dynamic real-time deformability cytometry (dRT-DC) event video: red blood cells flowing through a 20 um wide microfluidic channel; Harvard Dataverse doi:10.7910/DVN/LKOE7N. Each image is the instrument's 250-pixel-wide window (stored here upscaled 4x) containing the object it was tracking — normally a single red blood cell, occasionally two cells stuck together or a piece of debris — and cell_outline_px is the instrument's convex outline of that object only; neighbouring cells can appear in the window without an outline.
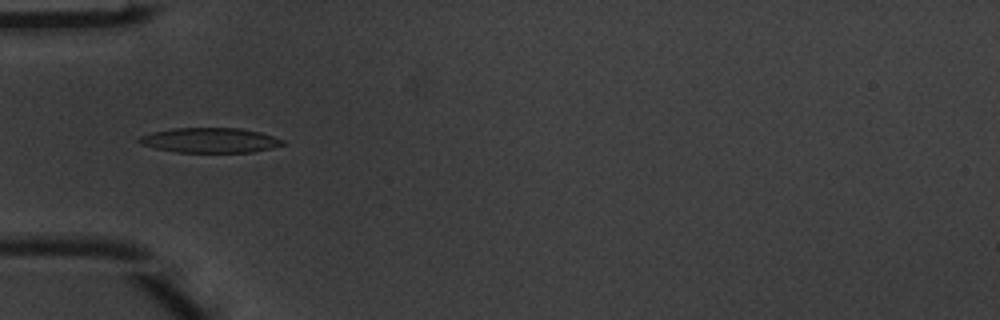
{"species": "common noctule bat (a hibernating species)", "species_latin": "Nyctalus noctula", "temperature_condition": "warm", "stored_images_in_passage": 3, "camera_frame_rate_fps": 3000, "um_per_image_px": 0.085, "animal": {"sex": "male", "body_mass_g": 20.1, "forearm_length_mm": 53.5}, "frame": {"image": 1, "passage_image": 2, "time_ms": 0.333, "image_size_px": [1000, 320], "cell_outline_px": [[288, 144], [272, 148], [252, 152], [176, 152], [156, 148], [140, 144], [136, 140], [140, 136], [152, 132], [172, 128], [240, 128], [260, 132], [284, 140]], "centroid_in_image_um": [17.86, 11.92], "position_along_channel_um": 67.1, "area_um2": 20.92}}
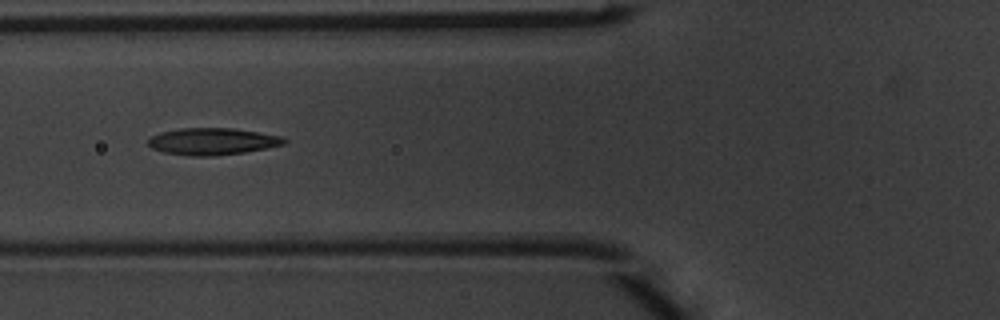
{"frame": {"image": 2, "passage_image": 3, "time_ms": 0.667, "image_size_px": [1000, 320], "cell_outline_px": [[288, 140], [284, 144], [268, 148], [244, 152], [212, 156], [192, 156], [164, 152], [152, 148], [148, 144], [148, 140], [152, 136], [160, 132], [180, 128], [232, 128], [280, 136]], "centroid_in_image_um": [18.05, 12.02], "position_along_channel_um": 107.8, "area_um2": 21.15}}